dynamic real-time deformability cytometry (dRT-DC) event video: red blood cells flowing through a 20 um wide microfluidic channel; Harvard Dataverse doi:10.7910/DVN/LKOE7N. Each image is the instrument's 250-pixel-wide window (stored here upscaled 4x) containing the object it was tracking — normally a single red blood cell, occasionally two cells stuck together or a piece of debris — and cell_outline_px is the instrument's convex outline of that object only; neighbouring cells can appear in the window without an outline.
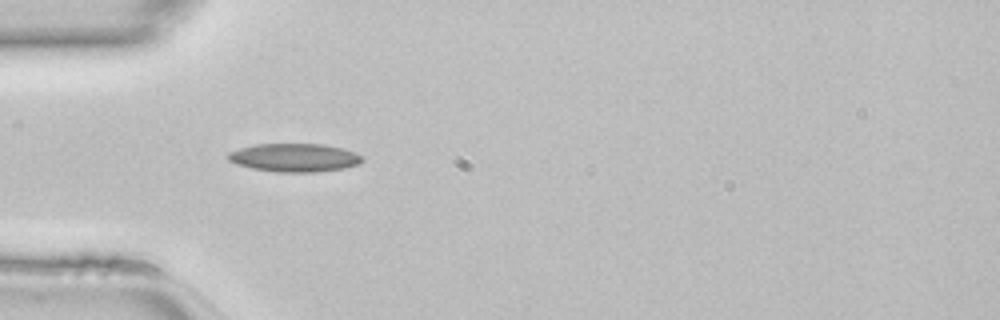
{"species": "common noctule bat (a hibernating species)", "species_latin": "Nyctalus noctula", "temperature_condition": "room temperature", "stored_images_in_passage": 46, "camera_frame_rate_fps": 3000, "um_per_image_px": 0.085, "animal": {"sex": "female", "body_mass_g": 22.7, "forearm_length_mm": 54.2}, "frame": {"image": 1, "passage_image": 14, "time_ms": 4.333, "image_size_px": [1000, 320], "cell_outline_px": [[364, 160], [360, 164], [344, 168], [316, 172], [276, 172], [252, 168], [236, 164], [228, 160], [228, 152], [240, 148], [256, 144], [324, 144], [356, 152], [364, 156]], "centroid_in_image_um": [25.06, 13.4], "position_along_channel_um": 59.9, "area_um2": 22.25}}